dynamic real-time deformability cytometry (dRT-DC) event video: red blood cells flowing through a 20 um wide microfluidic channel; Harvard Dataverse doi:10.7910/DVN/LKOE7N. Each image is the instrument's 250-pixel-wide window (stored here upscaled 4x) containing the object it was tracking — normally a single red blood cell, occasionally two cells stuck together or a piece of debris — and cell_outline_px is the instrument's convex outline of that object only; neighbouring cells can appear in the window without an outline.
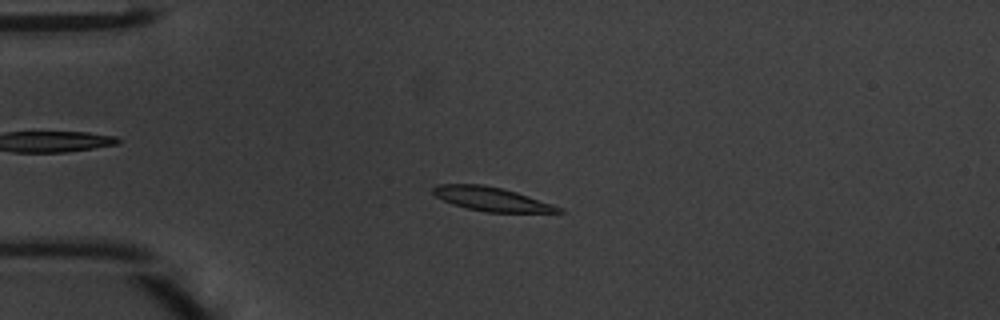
{"species": "common noctule bat (a hibernating species)", "species_latin": "Nyctalus noctula", "temperature_condition": "warm", "stored_images_in_passage": 48, "camera_frame_rate_fps": 3000, "um_per_image_px": 0.085, "animal": {"sex": "male", "body_mass_g": 20.1, "forearm_length_mm": 53.5}, "frame": {"image": 1, "passage_image": 12, "time_ms": 3.667, "image_size_px": [1000, 320], "cell_outline_px": [[564, 212], [484, 212], [452, 204], [436, 196], [432, 192], [432, 188], [436, 184], [484, 184], [516, 192], [564, 208]], "centroid_in_image_um": [41.76, 16.91], "position_along_channel_um": 43.2, "area_um2": 17.34}}
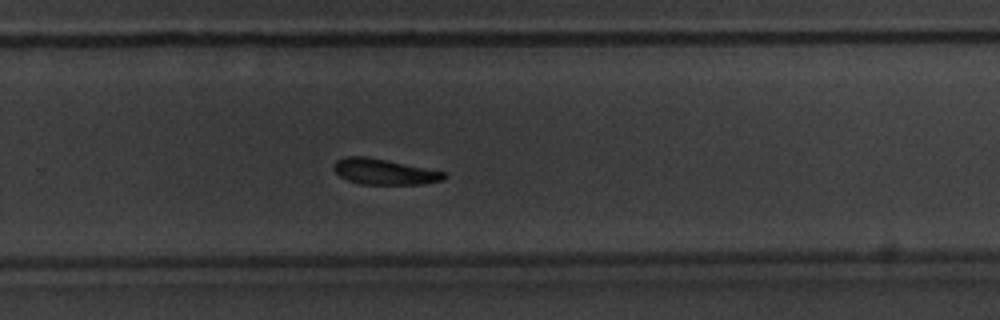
{"frame": {"image": 2, "passage_image": 32, "time_ms": 10.333, "image_size_px": [1000, 320], "cell_outline_px": [[448, 176], [444, 180], [424, 184], [360, 184], [348, 180], [340, 176], [332, 168], [336, 160], [344, 156], [364, 156], [388, 160], [448, 172]], "centroid_in_image_um": [32.7, 14.59], "position_along_channel_um": 297.1, "area_um2": 16.76}}
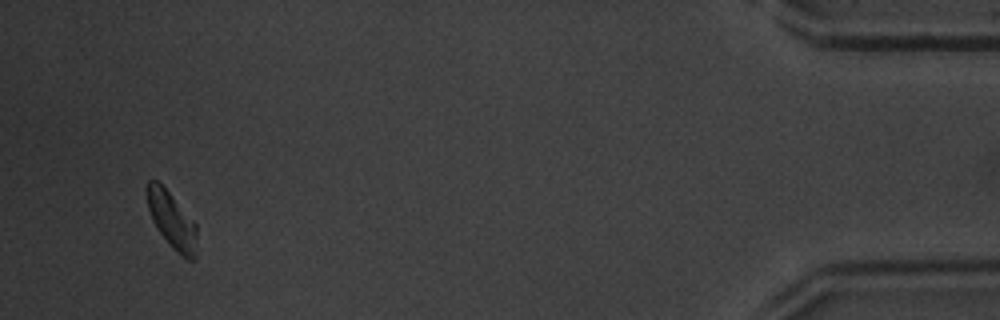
{"frame": {"image": 3, "passage_image": 46, "time_ms": 15.0, "image_size_px": [1000, 320], "cell_outline_px": [[196, 260], [188, 260], [176, 252], [172, 248], [160, 232], [152, 220], [148, 208], [144, 192], [144, 188], [148, 180], [156, 180], [168, 192], [196, 224]], "centroid_in_image_um": [14.57, 18.72], "position_along_channel_um": 420.6, "area_um2": 16.36}, "authors_computed_cell_mechanics": {"area_um2": 17.5712, "velocity_mm_per_s": 4.1936, "shape_relaxation_time_tau1_ms": 2.2358, "shape_relaxation_time_tau2_ms": null, "deformation_change_tau1": 0.1354, "deformation_change_tau2": null}}